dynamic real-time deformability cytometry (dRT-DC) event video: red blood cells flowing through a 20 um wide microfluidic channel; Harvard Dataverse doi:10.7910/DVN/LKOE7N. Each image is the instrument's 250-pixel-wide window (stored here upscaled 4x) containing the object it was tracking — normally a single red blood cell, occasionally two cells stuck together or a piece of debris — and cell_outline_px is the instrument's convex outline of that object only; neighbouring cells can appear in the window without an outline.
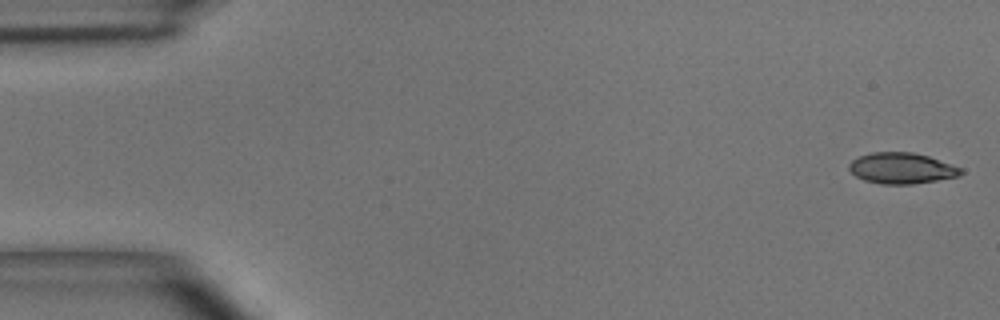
{"species": "common noctule bat (a hibernating species)", "species_latin": "Nyctalus noctula", "temperature_condition": "room temperature", "stored_images_in_passage": 50, "camera_frame_rate_fps": 3000, "um_per_image_px": 0.085, "animal": {"sex": "male", "body_mass_g": 15.6}, "frame": {"image": 1, "passage_image": 1, "time_ms": 0.0, "image_size_px": [1000, 320], "cell_outline_px": [[964, 172], [956, 176], [936, 180], [912, 184], [880, 184], [864, 180], [856, 176], [848, 168], [848, 164], [852, 160], [860, 156], [872, 152], [912, 152], [928, 156], [964, 168]], "centroid_in_image_um": [76.64, 14.29], "position_along_channel_um": 8.4, "area_um2": 20.11}}
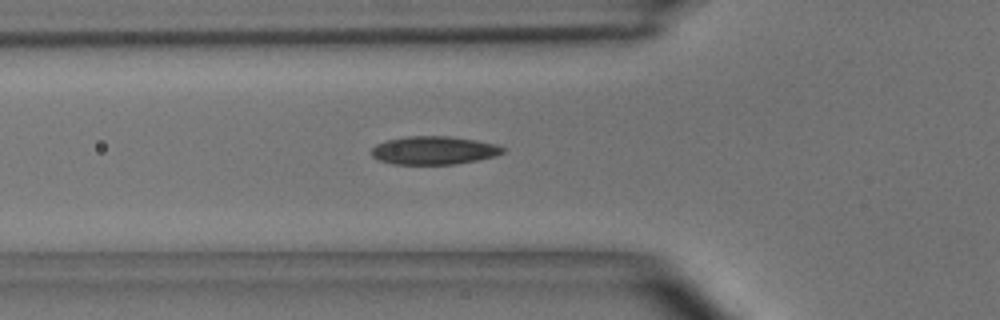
{"frame": {"image": 2, "passage_image": 17, "time_ms": 5.333, "image_size_px": [1000, 320], "cell_outline_px": [[504, 152], [496, 156], [456, 164], [392, 164], [380, 160], [372, 156], [372, 148], [376, 144], [388, 140], [408, 136], [448, 136], [476, 140], [496, 144], [504, 148]], "centroid_in_image_um": [36.89, 12.78], "position_along_channel_um": 88.9, "area_um2": 21.5}}
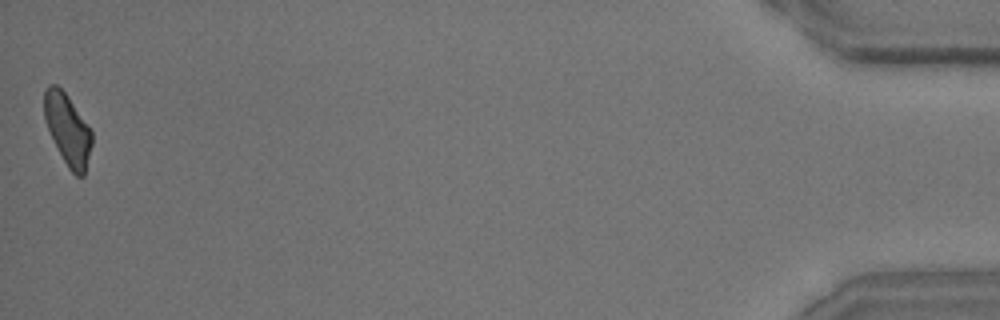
{"frame": {"image": 3, "passage_image": 50, "time_ms": 16.333, "image_size_px": [1000, 320], "cell_outline_px": [[92, 144], [84, 176], [76, 176], [68, 168], [48, 128], [44, 116], [44, 92], [48, 84], [56, 84], [68, 96], [92, 128]], "centroid_in_image_um": [5.78, 10.98], "position_along_channel_um": 429.4, "area_um2": 19.65}, "authors_computed_cell_mechanics": {"area_um2": 20.5479, "velocity_mm_per_s": 3.9378, "shape_relaxation_time_tau1_ms": 5.2834, "shape_relaxation_time_tau2_ms": 2.4244, "deformation_change_tau1": 0.1513, "deformation_change_tau2": 0.0873}}